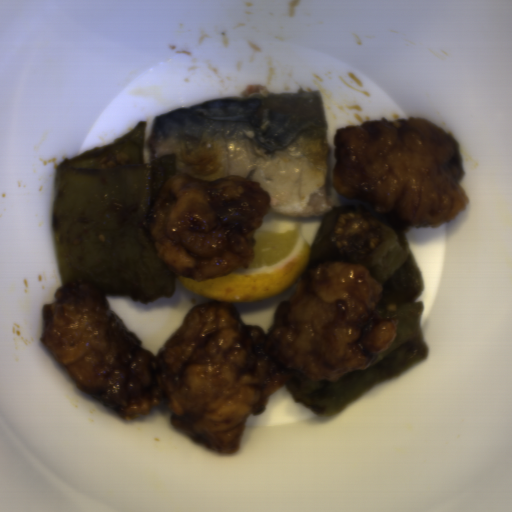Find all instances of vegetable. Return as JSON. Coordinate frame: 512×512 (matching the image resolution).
Masks as SVG:
<instances>
[{"mask_svg": "<svg viewBox=\"0 0 512 512\" xmlns=\"http://www.w3.org/2000/svg\"><path fill=\"white\" fill-rule=\"evenodd\" d=\"M146 127L139 120L55 167L49 228L61 285L91 281L144 303L174 294L177 274L140 224L177 173L176 152L144 163Z\"/></svg>", "mask_w": 512, "mask_h": 512, "instance_id": "add77e79", "label": "vegetable"}, {"mask_svg": "<svg viewBox=\"0 0 512 512\" xmlns=\"http://www.w3.org/2000/svg\"><path fill=\"white\" fill-rule=\"evenodd\" d=\"M367 211L383 228L381 244L362 258H343L331 245L332 224L339 213ZM414 224L398 207L380 213L369 202L363 206H333L325 212L309 250L314 261H343L365 267L382 286L376 307L382 319H398L396 336L367 369L344 375L335 381L310 380L301 373L285 383L294 402L318 416L340 415L353 402L387 380L408 373L429 355L428 340L422 330L424 301H417L425 290V277L406 236Z\"/></svg>", "mask_w": 512, "mask_h": 512, "instance_id": "ea0f7189", "label": "vegetable"}]
</instances>
